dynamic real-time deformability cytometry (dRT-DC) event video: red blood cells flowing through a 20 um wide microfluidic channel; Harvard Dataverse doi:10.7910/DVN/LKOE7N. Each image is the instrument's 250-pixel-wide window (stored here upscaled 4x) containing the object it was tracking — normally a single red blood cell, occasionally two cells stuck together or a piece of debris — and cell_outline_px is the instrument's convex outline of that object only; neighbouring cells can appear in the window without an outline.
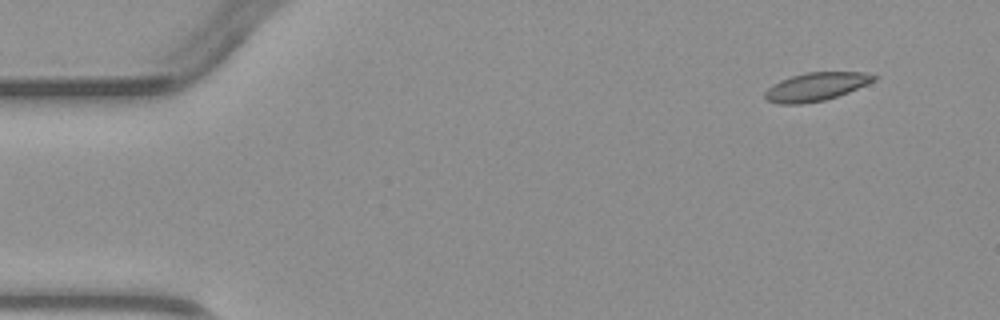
{"species": "common noctule bat (a hibernating species)", "species_latin": "Nyctalus noctula", "temperature_condition": "warm", "stored_images_in_passage": 4, "camera_frame_rate_fps": 3000, "um_per_image_px": 0.085, "animal": {"sex": "male", "body_mass_g": 23.1, "forearm_length_mm": 52.7}, "frame": {"image": 1, "passage_image": 1, "time_ms": 0.0, "image_size_px": [1000, 320], "cell_outline_px": [[880, 76], [876, 80], [848, 92], [824, 100], [804, 104], [780, 104], [768, 100], [764, 96], [764, 92], [772, 84], [780, 80], [792, 76], [808, 72], [864, 72]], "centroid_in_image_um": [69.37, 7.36], "position_along_channel_um": 15.6, "area_um2": 17.92}}
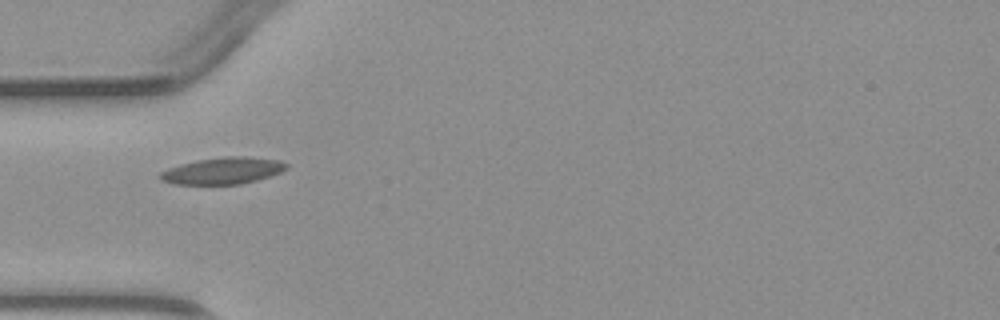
{"frame": {"image": 2, "passage_image": 4, "time_ms": 3.667, "image_size_px": [1000, 320], "cell_outline_px": [[288, 168], [280, 172], [256, 180], [240, 184], [176, 184], [160, 180], [156, 176], [160, 172], [168, 168], [180, 164], [196, 160], [224, 156], [244, 156], [280, 160], [288, 164]], "centroid_in_image_um": [18.91, 14.5], "position_along_channel_um": 66.1, "area_um2": 19.71}}